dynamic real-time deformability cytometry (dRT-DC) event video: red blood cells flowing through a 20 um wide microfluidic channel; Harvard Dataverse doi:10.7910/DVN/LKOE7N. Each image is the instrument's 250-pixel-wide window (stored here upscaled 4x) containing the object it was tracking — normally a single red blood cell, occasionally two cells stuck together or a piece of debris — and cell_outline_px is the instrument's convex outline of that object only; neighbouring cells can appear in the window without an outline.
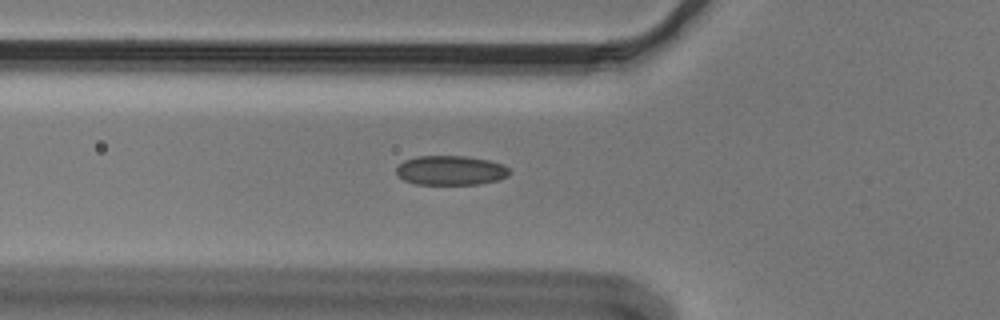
{"species": "Egyptian fruit bat (a non-hibernating species)", "species_latin": "Rousettus aegyptiacus", "temperature_condition": "cold", "stored_images_in_passage": 37, "camera_frame_rate_fps": 3000, "um_per_image_px": 0.085, "animal": {"sex": "male"}, "frame": {"image": 1, "passage_image": 2, "time_ms": 0.333, "image_size_px": [1000, 320], "cell_outline_px": [[512, 172], [508, 176], [500, 180], [476, 184], [416, 184], [404, 180], [396, 172], [396, 168], [404, 160], [416, 156], [464, 156], [488, 160], [504, 164]], "centroid_in_image_um": [38.34, 14.48], "position_along_channel_um": 87.5, "area_um2": 19.48}}
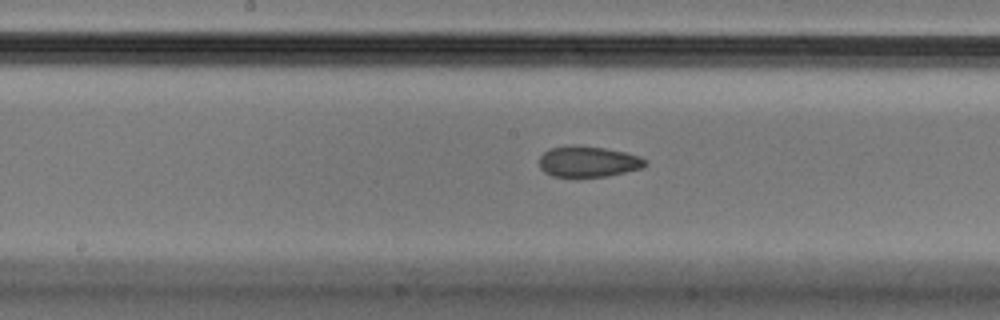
{"frame": {"image": 2, "passage_image": 11, "time_ms": 3.333, "image_size_px": [1000, 320], "cell_outline_px": [[648, 164], [640, 168], [608, 176], [552, 176], [544, 172], [540, 168], [540, 156], [544, 152], [552, 148], [572, 144], [604, 148], [624, 152], [640, 156]], "centroid_in_image_um": [49.97, 13.72], "position_along_channel_um": 198.2, "area_um2": 18.84}}
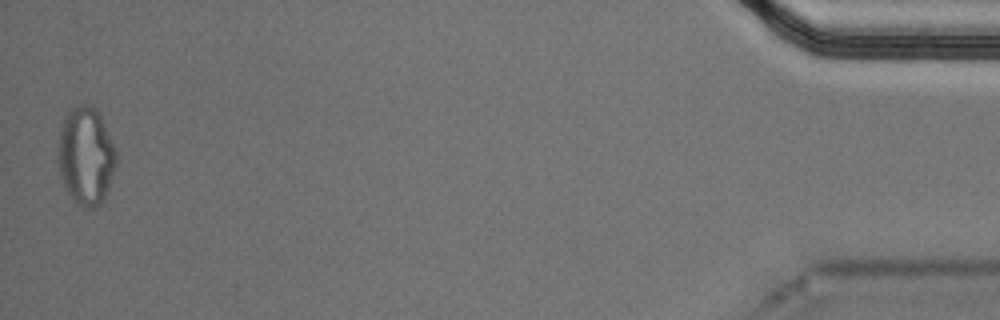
{"frame": {"image": 3, "passage_image": 37, "time_ms": 12.0, "image_size_px": [1000, 320], "cell_outline_px": [[116, 164], [108, 192], [100, 204], [96, 208], [80, 208], [72, 200], [64, 188], [60, 176], [56, 160], [56, 148], [60, 128], [64, 116], [72, 108], [84, 104], [96, 108], [116, 148]], "centroid_in_image_um": [7.26, 13.31], "position_along_channel_um": 427.9, "area_um2": 33.99}}